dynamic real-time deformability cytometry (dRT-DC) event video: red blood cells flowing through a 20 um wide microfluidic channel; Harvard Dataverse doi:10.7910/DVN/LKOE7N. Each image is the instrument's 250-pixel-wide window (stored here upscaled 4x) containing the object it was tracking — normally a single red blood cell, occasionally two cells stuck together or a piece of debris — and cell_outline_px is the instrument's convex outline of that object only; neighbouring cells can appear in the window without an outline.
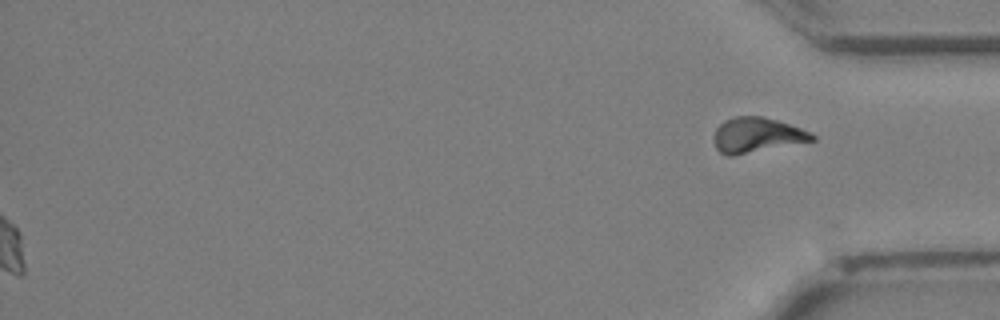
{"species": "Egyptian fruit bat (a non-hibernating species)", "species_latin": "Rousettus aegyptiacus", "temperature_condition": "cold", "stored_images_in_passage": 37, "segment_of_instrument_passage": [2, 2], "camera_frame_rate_fps": 3000, "um_per_image_px": 0.085, "animal": {"sex": "female"}, "frame": {"image": 1, "passage_image": 37, "time_ms": 12.0, "image_size_px": [1000, 320], "cell_outline_px": [[816, 140], [732, 156], [728, 156], [720, 152], [716, 148], [716, 128], [724, 120], [736, 116], [764, 116], [812, 132], [816, 136]], "centroid_in_image_um": [64.37, 11.48], "position_along_channel_um": 370.8, "area_um2": 19.83}}